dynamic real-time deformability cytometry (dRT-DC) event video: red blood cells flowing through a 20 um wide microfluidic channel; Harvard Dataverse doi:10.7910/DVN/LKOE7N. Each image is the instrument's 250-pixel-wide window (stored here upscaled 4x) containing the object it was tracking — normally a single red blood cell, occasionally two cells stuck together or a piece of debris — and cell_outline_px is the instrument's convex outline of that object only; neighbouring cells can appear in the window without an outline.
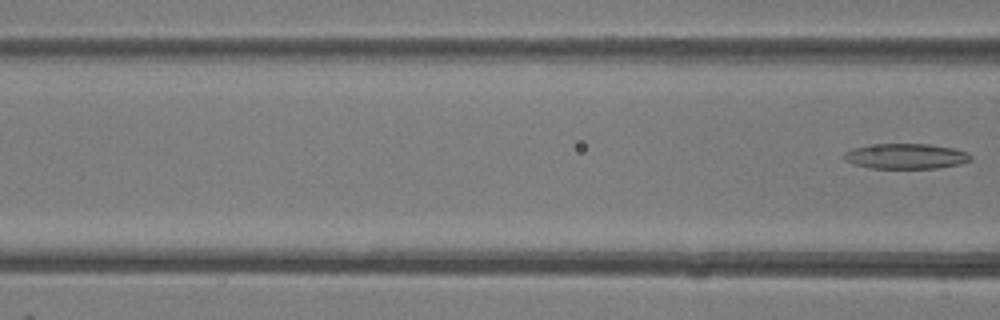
{"species": "common noctule bat (a hibernating species)", "species_latin": "Nyctalus noctula", "temperature_condition": "room temperature", "stored_images_in_passage": 6, "segment_of_instrument_passage": [2, 2], "camera_frame_rate_fps": 3000, "um_per_image_px": 0.085, "animal": {"sex": "female"}, "frame": {"image": 1, "passage_image": 6, "time_ms": 5.667, "image_size_px": [1000, 320], "cell_outline_px": [[972, 160], [960, 164], [936, 168], [868, 168], [844, 160], [844, 152], [852, 148], [876, 144], [928, 144], [956, 148], [968, 152], [972, 156]], "centroid_in_image_um": [77.04, 13.27], "position_along_channel_um": 89.6, "area_um2": 18.73}}